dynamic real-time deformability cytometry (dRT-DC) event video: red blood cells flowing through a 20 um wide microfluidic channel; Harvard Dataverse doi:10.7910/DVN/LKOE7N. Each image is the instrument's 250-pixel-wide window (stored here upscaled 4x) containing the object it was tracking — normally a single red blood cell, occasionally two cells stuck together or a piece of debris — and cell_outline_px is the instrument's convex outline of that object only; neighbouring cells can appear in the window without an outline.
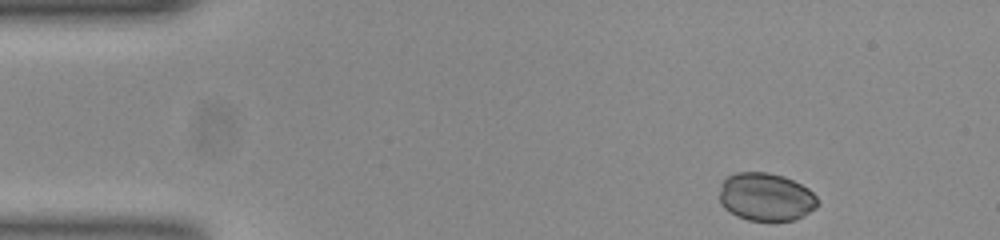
{"species": "common noctule bat (a hibernating species)", "species_latin": "Nyctalus noctula", "temperature_condition": "room temperature", "stored_images_in_passage": 41, "camera_frame_rate_fps": 3000, "um_per_image_px": 0.085, "animal": {"sex": "female", "body_mass_g": 23.0, "forearm_length_mm": 53.4}, "frame": {"image": 1, "passage_image": 1, "time_ms": 0.0, "image_size_px": [1000, 240], "cell_outline_px": [[816, 208], [804, 216], [792, 220], [748, 220], [736, 216], [724, 208], [720, 204], [720, 192], [724, 180], [728, 176], [736, 172], [768, 172], [784, 176], [808, 188], [816, 196]], "centroid_in_image_um": [65.09, 16.73], "position_along_channel_um": 19.9, "area_um2": 27.34}}
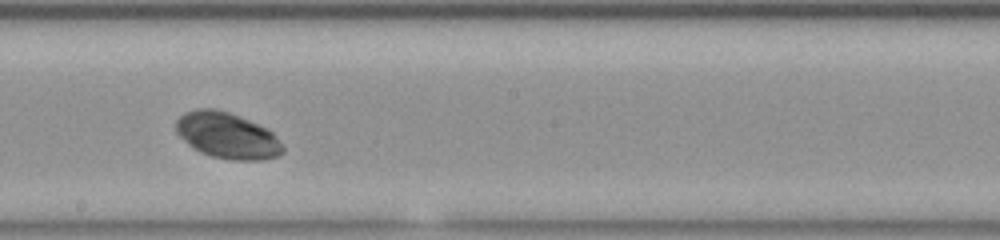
{"frame": {"image": 2, "passage_image": 24, "time_ms": 7.667, "image_size_px": [1000, 240], "cell_outline_px": [[284, 152], [276, 156], [260, 160], [232, 160], [212, 156], [200, 152], [188, 144], [176, 132], [176, 120], [184, 112], [196, 108], [216, 108], [228, 112], [268, 128], [272, 132], [284, 148]], "centroid_in_image_um": [19.29, 11.51], "position_along_channel_um": 228.9, "area_um2": 28.55}}
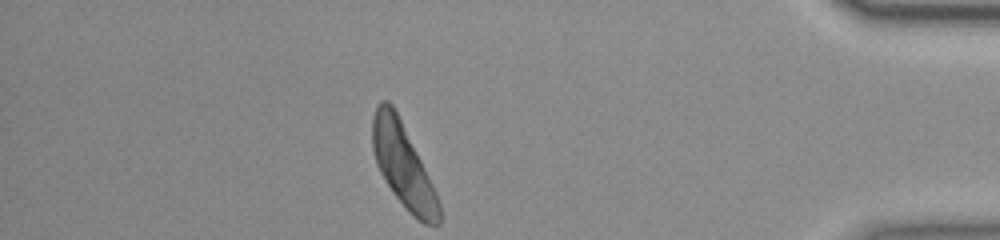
{"frame": {"image": 3, "passage_image": 41, "time_ms": 13.333, "image_size_px": [1000, 240], "cell_outline_px": [[440, 224], [424, 224], [412, 216], [396, 196], [380, 172], [376, 164], [372, 148], [372, 116], [376, 104], [380, 100], [388, 100], [392, 104], [436, 192], [440, 204]], "centroid_in_image_um": [34.23, 14.06], "position_along_channel_um": 401.0, "area_um2": 31.79}, "authors_computed_cell_mechanics": {"area_um2": 28.7266, "velocity_mm_per_s": 3.8242, "shape_relaxation_time_tau1_ms": 1.2082, "shape_relaxation_time_tau2_ms": null, "deformation_change_tau1": 0.067, "deformation_change_tau2": null}}